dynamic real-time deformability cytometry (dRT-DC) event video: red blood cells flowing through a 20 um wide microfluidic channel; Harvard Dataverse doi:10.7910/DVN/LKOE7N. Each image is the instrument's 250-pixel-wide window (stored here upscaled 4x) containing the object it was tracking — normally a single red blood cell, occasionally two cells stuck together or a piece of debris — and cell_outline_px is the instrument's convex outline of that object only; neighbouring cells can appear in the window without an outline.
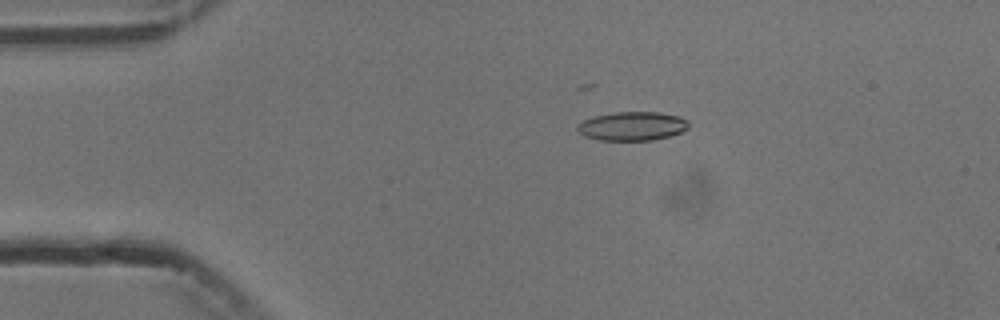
{"species": "common noctule bat (a hibernating species)", "species_latin": "Nyctalus noctula", "temperature_condition": "cold", "stored_images_in_passage": 3, "camera_frame_rate_fps": 3000, "um_per_image_px": 0.085, "animal": {"sex": "male", "body_mass_g": 13.3}, "frame": {"image": 1, "passage_image": 1, "time_ms": 0.0, "image_size_px": [1000, 320], "cell_outline_px": [[688, 128], [680, 132], [668, 136], [652, 140], [600, 140], [584, 136], [576, 128], [576, 124], [592, 116], [612, 112], [660, 112], [680, 116], [688, 120]], "centroid_in_image_um": [53.72, 10.7], "position_along_channel_um": 31.3, "area_um2": 18.79}}
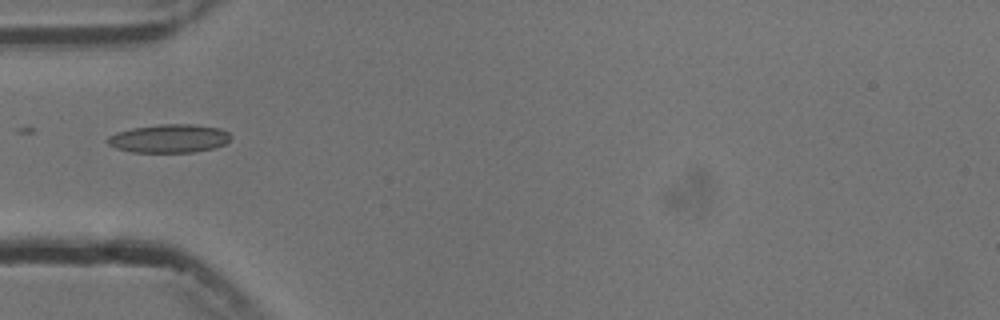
{"frame": {"image": 2, "passage_image": 3, "time_ms": 2.333, "image_size_px": [1000, 320], "cell_outline_px": [[232, 136], [224, 144], [212, 148], [192, 152], [132, 152], [116, 148], [108, 144], [104, 140], [108, 136], [116, 132], [132, 128], [160, 124], [192, 124], [220, 128], [228, 132]], "centroid_in_image_um": [14.34, 11.76], "position_along_channel_um": 70.7, "area_um2": 20.4}}